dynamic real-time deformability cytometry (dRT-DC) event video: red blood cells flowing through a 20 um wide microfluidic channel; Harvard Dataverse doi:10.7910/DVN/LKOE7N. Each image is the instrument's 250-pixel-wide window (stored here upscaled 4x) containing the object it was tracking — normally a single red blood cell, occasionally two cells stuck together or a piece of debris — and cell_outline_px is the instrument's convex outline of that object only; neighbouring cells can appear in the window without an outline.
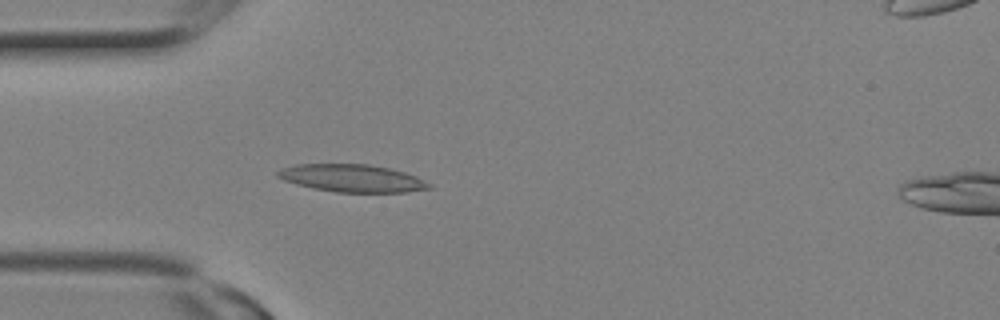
{"species": "Egyptian fruit bat (a non-hibernating species)", "species_latin": "Rousettus aegyptiacus", "temperature_condition": "room temperature", "stored_images_in_passage": 7, "camera_frame_rate_fps": 3000, "um_per_image_px": 0.085, "animal": {"sex": "female"}, "frame": {"image": 1, "passage_image": 2, "time_ms": 0.333, "image_size_px": [1000, 320], "cell_outline_px": [[432, 188], [408, 192], [336, 192], [296, 184], [284, 180], [276, 176], [276, 172], [284, 168], [296, 164], [368, 164], [388, 168], [404, 172], [416, 176], [432, 184]], "centroid_in_image_um": [29.96, 15.15], "position_along_channel_um": 55.0, "area_um2": 24.16}}
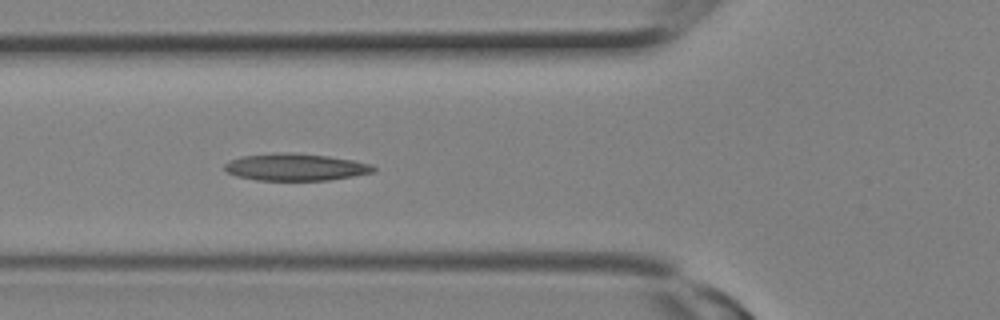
{"frame": {"image": 2, "passage_image": 4, "time_ms": 1.0, "image_size_px": [1000, 320], "cell_outline_px": [[376, 168], [372, 172], [352, 176], [328, 180], [256, 180], [236, 176], [228, 172], [224, 168], [224, 164], [228, 160], [240, 156], [276, 152], [288, 152], [328, 156], [352, 160], [368, 164]], "centroid_in_image_um": [25.03, 14.19], "position_along_channel_um": 100.8, "area_um2": 23.41}}
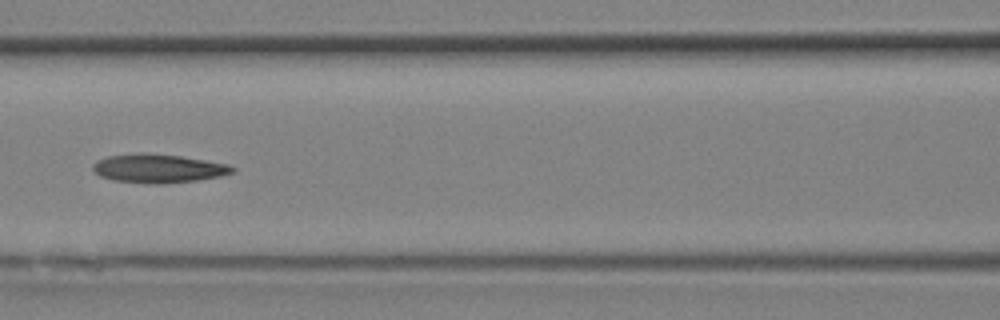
{"frame": {"image": 3, "passage_image": 6, "time_ms": 1.667, "image_size_px": [1000, 320], "cell_outline_px": [[236, 172], [220, 176], [196, 180], [160, 184], [144, 184], [112, 180], [100, 176], [92, 168], [92, 164], [96, 160], [108, 156], [180, 156], [228, 164], [236, 168]], "centroid_in_image_um": [13.49, 14.37], "position_along_channel_um": 153.1, "area_um2": 22.43}}